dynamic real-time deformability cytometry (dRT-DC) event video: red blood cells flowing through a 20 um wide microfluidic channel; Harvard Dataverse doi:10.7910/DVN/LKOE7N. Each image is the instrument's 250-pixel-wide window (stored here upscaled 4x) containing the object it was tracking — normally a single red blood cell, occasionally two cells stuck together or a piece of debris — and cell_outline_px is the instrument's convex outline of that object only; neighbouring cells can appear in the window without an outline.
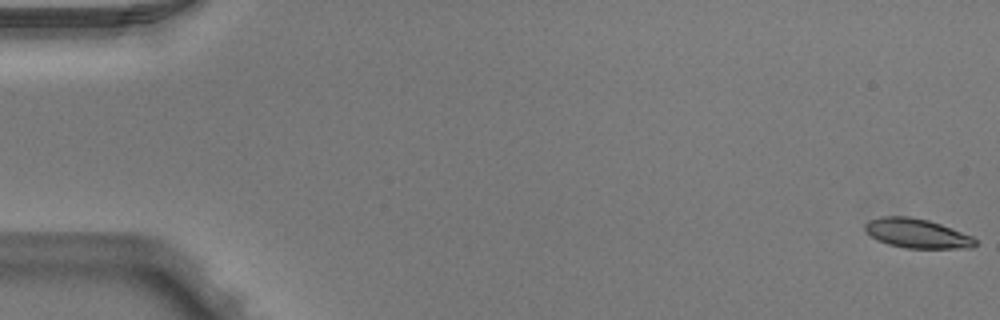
{"species": "Egyptian fruit bat (a non-hibernating species)", "species_latin": "Rousettus aegyptiacus", "temperature_condition": "warm", "stored_images_in_passage": 52, "camera_frame_rate_fps": 3000, "um_per_image_px": 0.085, "animal": {"sex": "male"}, "frame": {"image": 1, "passage_image": 1, "time_ms": 0.0, "image_size_px": [1000, 320], "cell_outline_px": [[976, 244], [972, 248], [904, 248], [888, 244], [872, 236], [864, 228], [864, 224], [868, 220], [880, 216], [908, 216], [928, 220], [940, 224], [972, 236], [976, 240]], "centroid_in_image_um": [77.93, 19.83], "position_along_channel_um": 7.1, "area_um2": 18.73}}
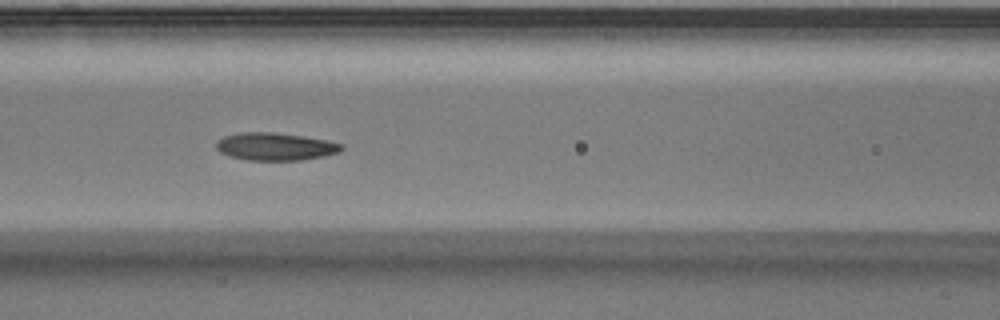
{"frame": {"image": 2, "passage_image": 23, "time_ms": 7.333, "image_size_px": [1000, 320], "cell_outline_px": [[344, 148], [340, 152], [324, 156], [300, 160], [248, 160], [228, 156], [220, 152], [216, 148], [216, 140], [224, 136], [244, 132], [272, 132], [304, 136], [344, 144]], "centroid_in_image_um": [23.39, 12.46], "position_along_channel_um": 143.2, "area_um2": 20.23}}
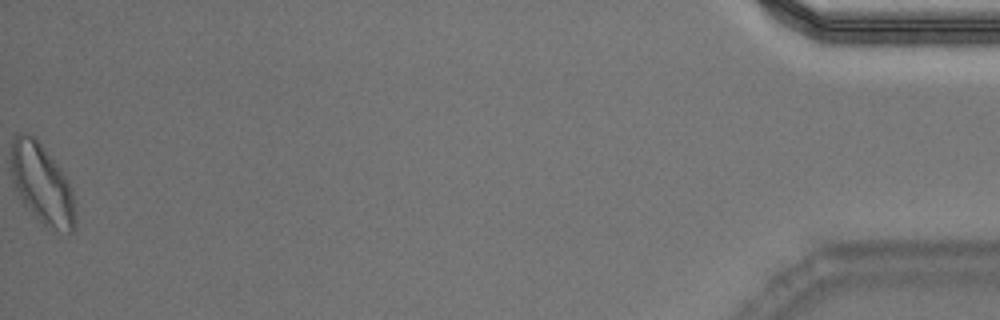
{"frame": {"image": 3, "passage_image": 52, "time_ms": 17.0, "image_size_px": [1000, 320], "cell_outline_px": [[76, 228], [72, 232], [68, 232], [44, 224], [24, 204], [16, 188], [12, 176], [12, 140], [16, 132], [24, 132], [32, 136], [40, 144], [60, 168], [68, 180], [72, 188], [76, 216]], "centroid_in_image_um": [3.6, 15.63], "position_along_channel_um": 431.6, "area_um2": 29.25}, "authors_computed_cell_mechanics": {"area_um2": 19.9699, "velocity_mm_per_s": 3.9762, "shape_relaxation_time_tau1_ms": 2.913, "shape_relaxation_time_tau2_ms": 3.7326, "deformation_change_tau1": 0.1341, "deformation_change_tau2": 0.124}}